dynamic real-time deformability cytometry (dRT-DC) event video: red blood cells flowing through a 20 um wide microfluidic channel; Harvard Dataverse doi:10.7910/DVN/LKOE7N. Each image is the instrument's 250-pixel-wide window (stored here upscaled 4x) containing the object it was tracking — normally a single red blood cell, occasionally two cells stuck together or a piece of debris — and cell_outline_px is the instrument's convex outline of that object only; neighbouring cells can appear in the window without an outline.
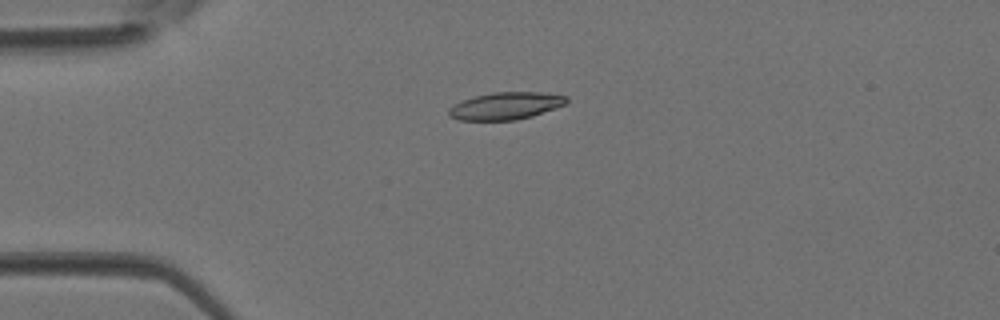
{"species": "Egyptian fruit bat (a non-hibernating species)", "species_latin": "Rousettus aegyptiacus", "temperature_condition": "room temperature", "stored_images_in_passage": 2, "camera_frame_rate_fps": 3000, "um_per_image_px": 0.085, "animal": {"sex": "female"}, "frame": {"image": 1, "passage_image": 2, "time_ms": 0.333, "image_size_px": [1000, 320], "cell_outline_px": [[568, 100], [564, 104], [556, 108], [532, 116], [516, 120], [456, 120], [448, 116], [448, 108], [464, 100], [476, 96], [492, 92], [548, 92], [568, 96]], "centroid_in_image_um": [43.01, 9.0], "position_along_channel_um": 42.0, "area_um2": 18.79}}